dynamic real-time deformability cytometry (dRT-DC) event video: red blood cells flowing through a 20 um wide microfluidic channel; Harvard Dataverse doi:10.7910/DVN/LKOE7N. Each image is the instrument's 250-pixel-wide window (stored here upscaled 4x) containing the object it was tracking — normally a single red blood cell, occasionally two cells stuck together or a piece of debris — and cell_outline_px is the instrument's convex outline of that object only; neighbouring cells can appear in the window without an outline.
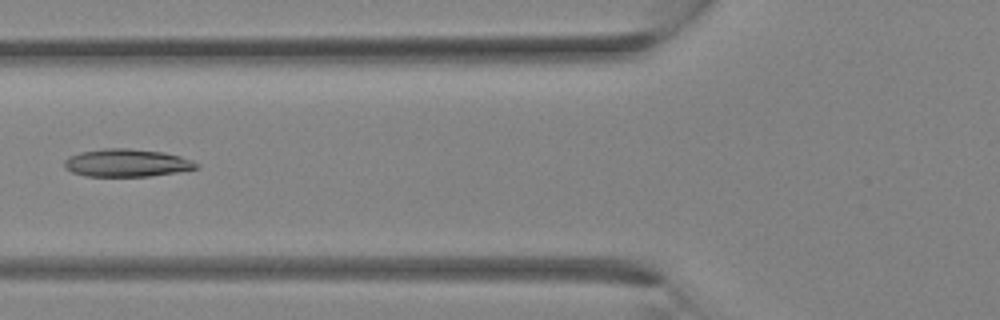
{"species": "Egyptian fruit bat (a non-hibernating species)", "species_latin": "Rousettus aegyptiacus", "temperature_condition": "room temperature", "stored_images_in_passage": 28, "camera_frame_rate_fps": 3000, "um_per_image_px": 0.085, "animal": {"sex": "female"}, "frame": {"image": 1, "passage_image": 8, "time_ms": 2.333, "image_size_px": [1000, 320], "cell_outline_px": [[200, 168], [176, 172], [148, 176], [84, 176], [72, 172], [64, 168], [64, 160], [68, 156], [80, 152], [104, 148], [128, 148], [164, 152], [180, 156], [192, 160], [200, 164]], "centroid_in_image_um": [10.77, 13.84], "position_along_channel_um": 115.0, "area_um2": 21.5}}
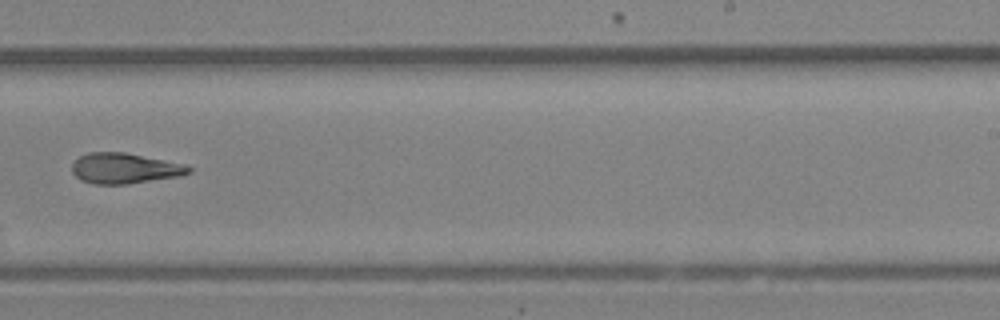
{"frame": {"image": 2, "passage_image": 16, "time_ms": 5.0, "image_size_px": [1000, 320], "cell_outline_px": [[192, 172], [180, 176], [124, 184], [96, 184], [80, 180], [72, 172], [72, 164], [80, 156], [88, 152], [124, 152], [184, 164], [192, 168]], "centroid_in_image_um": [10.58, 14.3], "position_along_channel_um": 278.4, "area_um2": 20.58}}
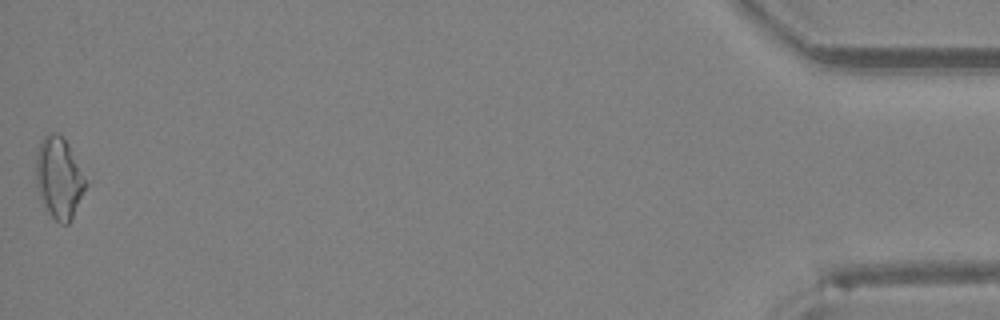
{"frame": {"image": 3, "passage_image": 28, "time_ms": 9.0, "image_size_px": [1000, 320], "cell_outline_px": [[88, 184], [72, 220], [68, 224], [60, 224], [48, 212], [40, 196], [36, 184], [36, 156], [40, 140], [48, 132], [56, 132], [68, 144]], "centroid_in_image_um": [5.01, 15.14], "position_along_channel_um": 430.2, "area_um2": 23.47}}